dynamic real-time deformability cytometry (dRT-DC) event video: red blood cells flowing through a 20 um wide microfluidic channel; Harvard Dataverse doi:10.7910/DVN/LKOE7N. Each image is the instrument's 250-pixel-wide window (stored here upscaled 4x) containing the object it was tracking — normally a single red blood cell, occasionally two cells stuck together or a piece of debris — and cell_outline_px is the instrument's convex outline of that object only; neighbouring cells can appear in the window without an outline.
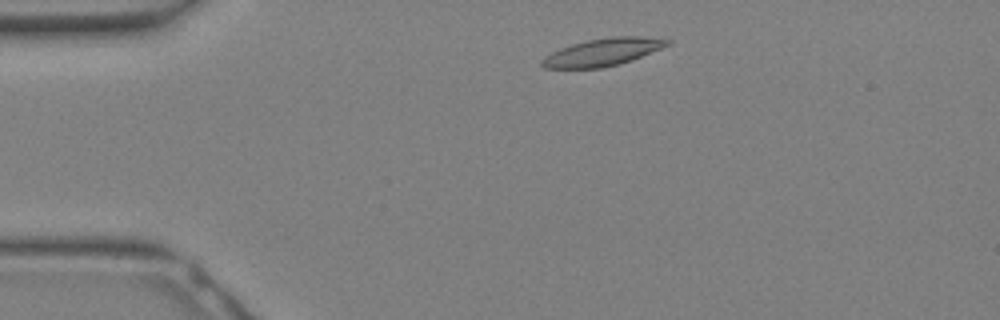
{"species": "Egyptian fruit bat (a non-hibernating species)", "species_latin": "Rousettus aegyptiacus", "temperature_condition": "warm", "stored_images_in_passage": 9, "camera_frame_rate_fps": 3000, "um_per_image_px": 0.085, "animal": {"sex": "female"}, "frame": {"image": 1, "passage_image": 2, "time_ms": 0.333, "image_size_px": [1000, 320], "cell_outline_px": [[672, 44], [632, 60], [620, 64], [600, 68], [544, 68], [540, 64], [540, 60], [544, 56], [560, 48], [572, 44], [588, 40], [612, 36], [640, 36], [672, 40]], "centroid_in_image_um": [51.24, 4.43], "position_along_channel_um": 33.8, "area_um2": 20.17}}
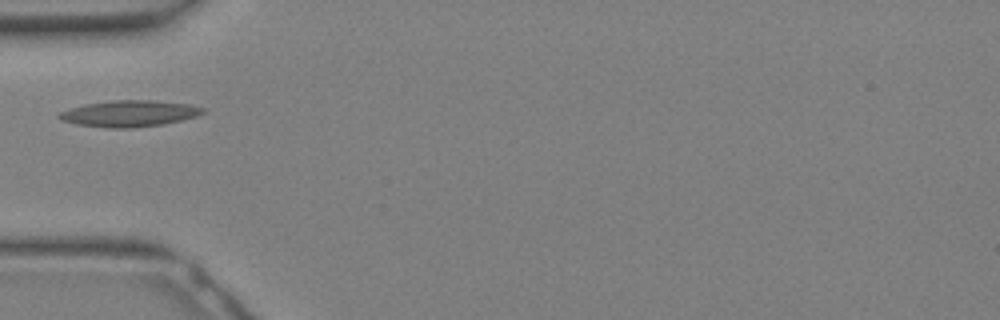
{"frame": {"image": 2, "passage_image": 6, "time_ms": 1.667, "image_size_px": [1000, 320], "cell_outline_px": [[204, 112], [196, 116], [164, 124], [128, 128], [112, 128], [76, 124], [64, 120], [56, 116], [60, 112], [84, 104], [112, 100], [152, 100], [188, 104], [204, 108]], "centroid_in_image_um": [10.99, 9.64], "position_along_channel_um": 74.0, "area_um2": 21.73}}
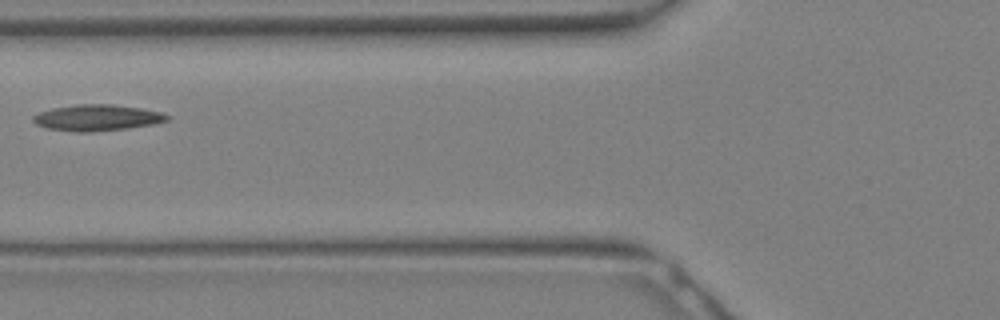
{"frame": {"image": 3, "passage_image": 8, "time_ms": 2.333, "image_size_px": [1000, 320], "cell_outline_px": [[168, 120], [152, 124], [128, 128], [92, 132], [76, 132], [48, 128], [36, 124], [32, 120], [32, 116], [40, 112], [52, 108], [76, 104], [112, 104], [140, 108], [160, 112], [168, 116]], "centroid_in_image_um": [8.21, 10.0], "position_along_channel_um": 117.6, "area_um2": 20.29}}